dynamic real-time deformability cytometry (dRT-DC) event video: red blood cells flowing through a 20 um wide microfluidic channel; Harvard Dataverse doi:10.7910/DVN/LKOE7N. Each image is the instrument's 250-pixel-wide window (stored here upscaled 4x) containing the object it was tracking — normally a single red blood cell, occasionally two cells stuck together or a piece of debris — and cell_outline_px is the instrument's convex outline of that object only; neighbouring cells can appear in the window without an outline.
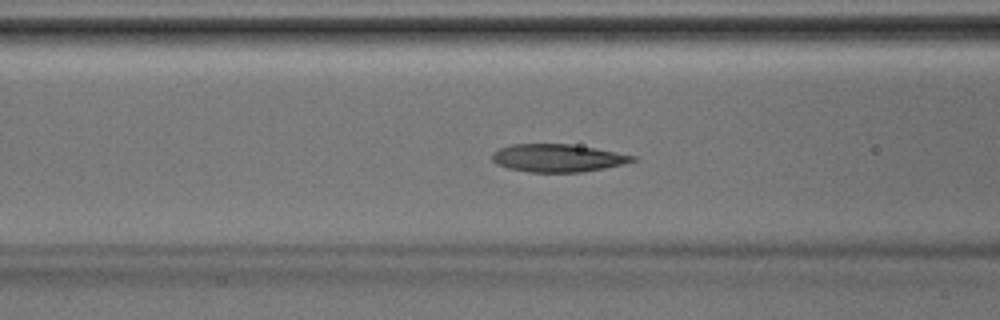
{"species": "Egyptian fruit bat (a non-hibernating species)", "species_latin": "Rousettus aegyptiacus", "temperature_condition": "room temperature", "stored_images_in_passage": 36, "camera_frame_rate_fps": 3000, "um_per_image_px": 0.085, "animal": {"sex": "male"}, "frame": {"image": 1, "passage_image": 10, "time_ms": 3.0, "image_size_px": [1000, 320], "cell_outline_px": [[636, 160], [624, 164], [604, 168], [580, 172], [528, 172], [508, 168], [496, 164], [492, 160], [492, 152], [500, 148], [512, 144], [572, 144], [596, 148], [636, 156]], "centroid_in_image_um": [47.39, 13.43], "position_along_channel_um": 119.2, "area_um2": 22.77}}
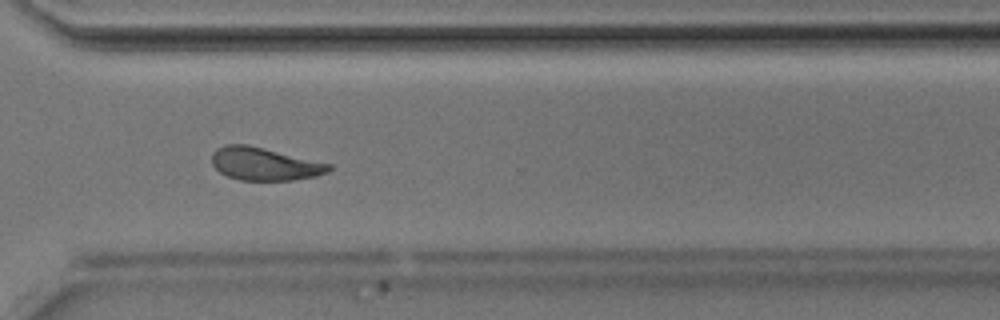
{"frame": {"image": 2, "passage_image": 24, "time_ms": 7.667, "image_size_px": [1000, 320], "cell_outline_px": [[332, 168], [328, 172], [316, 176], [292, 180], [240, 180], [228, 176], [220, 172], [212, 164], [212, 152], [216, 148], [224, 144], [248, 144], [332, 164]], "centroid_in_image_um": [22.47, 13.92], "position_along_channel_um": 348.1, "area_um2": 22.48}}
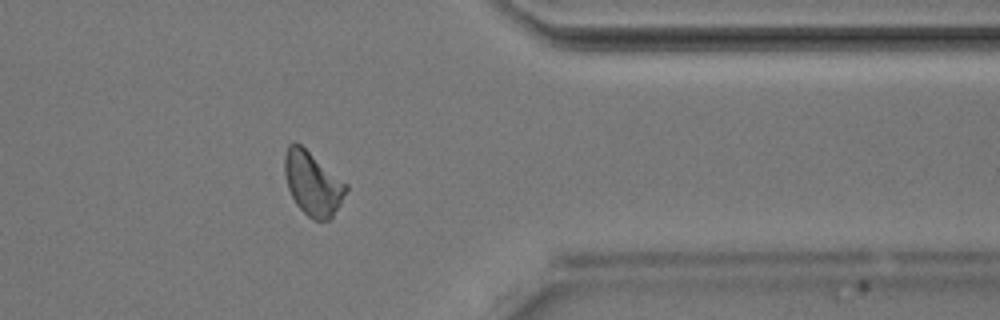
{"frame": {"image": 3, "passage_image": 27, "time_ms": 8.667, "image_size_px": [1000, 320], "cell_outline_px": [[348, 188], [340, 204], [332, 216], [328, 220], [312, 220], [296, 204], [288, 188], [284, 172], [284, 152], [288, 144], [300, 144], [348, 184]], "centroid_in_image_um": [26.57, 15.59], "position_along_channel_um": 384.8, "area_um2": 22.6}}